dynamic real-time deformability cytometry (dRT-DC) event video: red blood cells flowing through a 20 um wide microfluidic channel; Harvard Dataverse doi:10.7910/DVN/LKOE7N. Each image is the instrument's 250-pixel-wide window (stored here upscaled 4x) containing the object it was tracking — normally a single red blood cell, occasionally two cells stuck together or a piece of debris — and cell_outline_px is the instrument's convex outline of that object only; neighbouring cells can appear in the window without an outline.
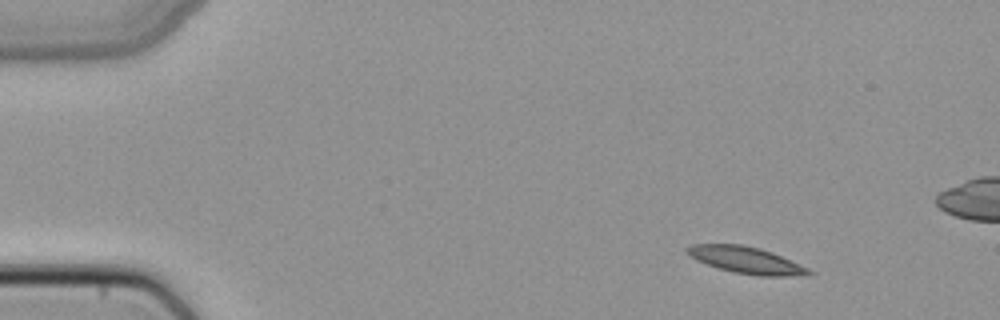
{"species": "common noctule bat (a hibernating species)", "species_latin": "Nyctalus noctula", "temperature_condition": "cold", "stored_images_in_passage": 46, "camera_frame_rate_fps": 3000, "um_per_image_px": 0.085, "animal": {"sex": "female", "body_mass_g": 22.7, "forearm_length_mm": 54.2}, "frame": {"image": 1, "passage_image": 1, "time_ms": 0.0, "image_size_px": [1000, 320], "cell_outline_px": [[816, 272], [788, 276], [760, 276], [732, 272], [696, 260], [688, 256], [684, 252], [684, 248], [692, 244], [740, 244], [760, 248], [772, 252], [808, 268]], "centroid_in_image_um": [63.34, 22.09], "position_along_channel_um": 21.7, "area_um2": 18.84}}
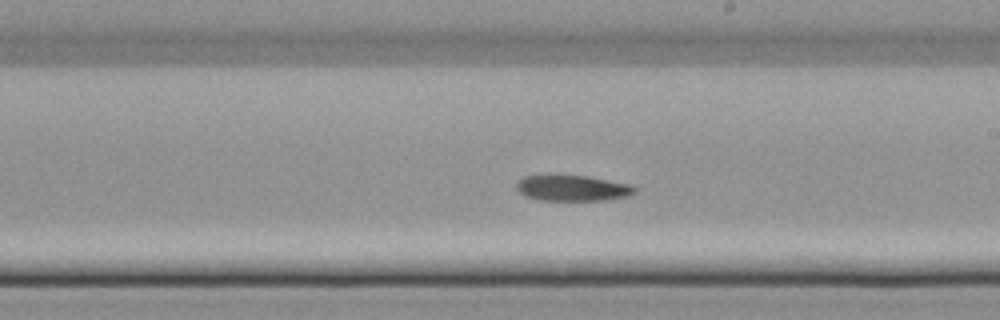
{"frame": {"image": 2, "passage_image": 24, "time_ms": 7.667, "image_size_px": [1000, 320], "cell_outline_px": [[636, 192], [628, 196], [604, 200], [540, 200], [524, 196], [516, 188], [516, 180], [524, 176], [548, 172], [560, 172], [588, 176], [632, 184], [636, 188]], "centroid_in_image_um": [48.58, 15.92], "position_along_channel_um": 240.4, "area_um2": 18.84}}
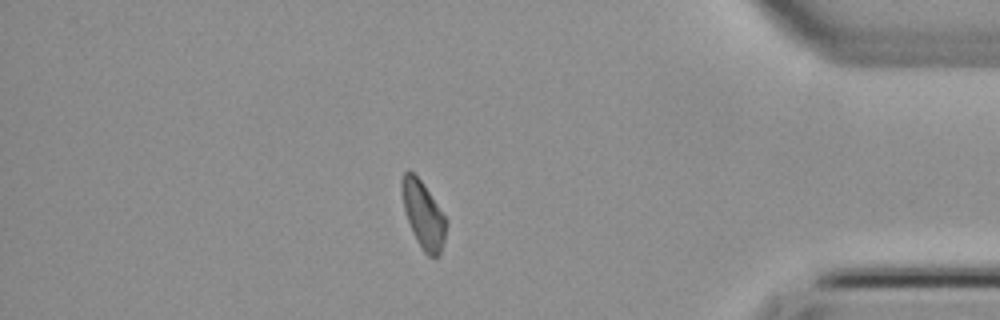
{"frame": {"image": 3, "passage_image": 38, "time_ms": 12.333, "image_size_px": [1000, 320], "cell_outline_px": [[448, 224], [440, 256], [436, 260], [428, 256], [424, 252], [416, 240], [412, 232], [404, 208], [400, 188], [400, 180], [404, 172], [408, 168], [424, 184], [448, 220]], "centroid_in_image_um": [35.99, 18.27], "position_along_channel_um": 399.2, "area_um2": 17.69}}